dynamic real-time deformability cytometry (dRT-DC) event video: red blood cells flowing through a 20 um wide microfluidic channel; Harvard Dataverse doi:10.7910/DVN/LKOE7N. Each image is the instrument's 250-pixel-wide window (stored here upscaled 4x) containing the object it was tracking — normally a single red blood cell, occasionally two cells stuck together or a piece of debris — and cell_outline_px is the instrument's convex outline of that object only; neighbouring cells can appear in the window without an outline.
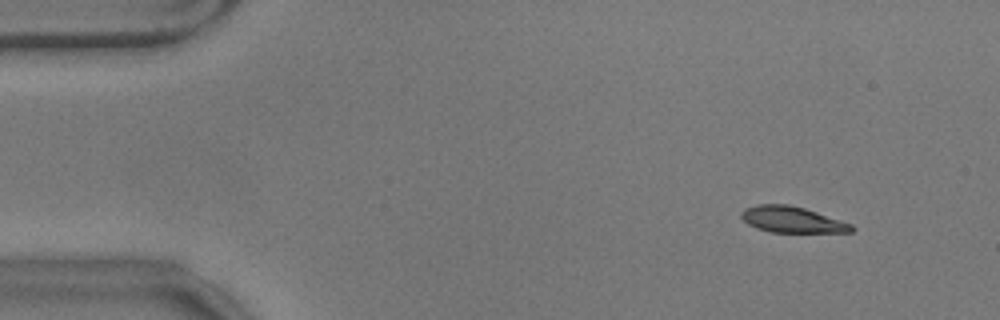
{"species": "common noctule bat (a hibernating species)", "species_latin": "Nyctalus noctula", "temperature_condition": "warm", "stored_images_in_passage": 56, "camera_frame_rate_fps": 3000, "um_per_image_px": 0.085, "animal": {"sex": "male", "body_mass_g": 17.9}, "frame": {"image": 1, "passage_image": 5, "time_ms": 1.333, "image_size_px": [1000, 320], "cell_outline_px": [[856, 228], [852, 232], [772, 232], [756, 228], [748, 224], [740, 216], [740, 212], [744, 208], [756, 204], [788, 204], [804, 208], [852, 224]], "centroid_in_image_um": [67.3, 18.66], "position_along_channel_um": 17.7, "area_um2": 16.76}}
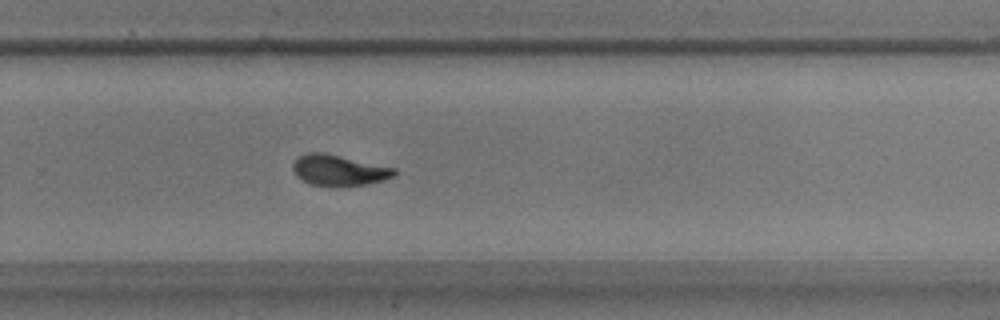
{"frame": {"image": 2, "passage_image": 37, "time_ms": 12.0, "image_size_px": [1000, 320], "cell_outline_px": [[396, 172], [392, 176], [384, 180], [364, 184], [312, 184], [296, 176], [292, 168], [292, 164], [300, 156], [308, 152], [324, 152], [396, 168]], "centroid_in_image_um": [28.8, 14.43], "position_along_channel_um": 301.0, "area_um2": 17.57}}
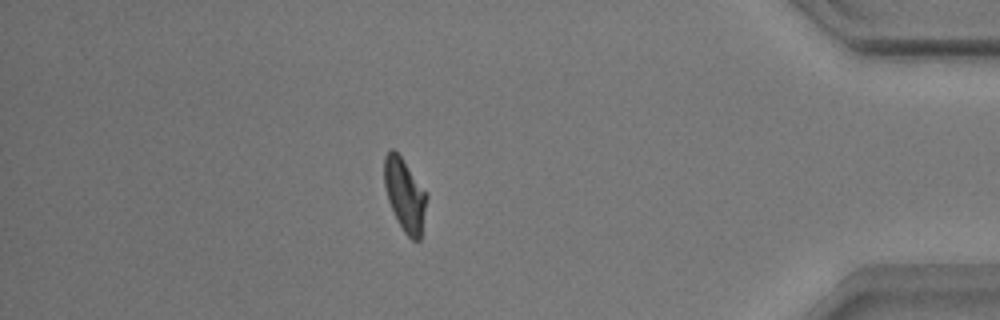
{"frame": {"image": 3, "passage_image": 49, "time_ms": 16.0, "image_size_px": [1000, 320], "cell_outline_px": [[428, 196], [420, 240], [412, 240], [404, 232], [396, 220], [388, 200], [384, 184], [384, 156], [392, 148], [400, 156]], "centroid_in_image_um": [34.39, 16.6], "position_along_channel_um": 400.8, "area_um2": 17.69}, "authors_computed_cell_mechanics": {"area_um2": 17.918, "velocity_mm_per_s": 3.5212, "shape_relaxation_time_tau1_ms": 3.4402, "shape_relaxation_time_tau2_ms": 1.6055, "deformation_change_tau1": 0.1716, "deformation_change_tau2": 0.0569}}